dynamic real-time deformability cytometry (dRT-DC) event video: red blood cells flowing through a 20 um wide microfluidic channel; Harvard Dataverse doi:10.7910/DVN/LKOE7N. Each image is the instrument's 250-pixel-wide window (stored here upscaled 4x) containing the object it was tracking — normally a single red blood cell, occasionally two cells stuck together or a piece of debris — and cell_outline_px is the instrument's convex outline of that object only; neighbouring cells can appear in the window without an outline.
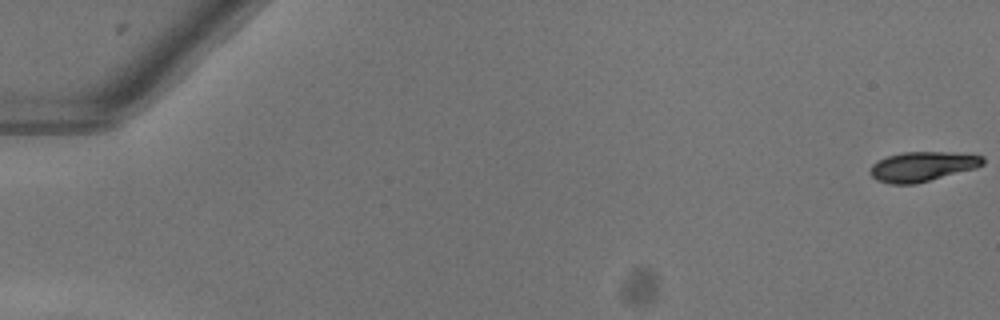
{"species": "common noctule bat (a hibernating species)", "species_latin": "Nyctalus noctula", "temperature_condition": "warm", "stored_images_in_passage": 6, "camera_frame_rate_fps": 3000, "um_per_image_px": 0.085, "animal": {"sex": "female"}, "frame": {"image": 1, "passage_image": 1, "time_ms": 0.0, "image_size_px": [1000, 320], "cell_outline_px": [[984, 164], [976, 168], [916, 184], [892, 184], [876, 180], [868, 172], [872, 164], [876, 160], [888, 156], [904, 152], [952, 152], [984, 156]], "centroid_in_image_um": [78.39, 14.15], "position_along_channel_um": 6.6, "area_um2": 19.65}}